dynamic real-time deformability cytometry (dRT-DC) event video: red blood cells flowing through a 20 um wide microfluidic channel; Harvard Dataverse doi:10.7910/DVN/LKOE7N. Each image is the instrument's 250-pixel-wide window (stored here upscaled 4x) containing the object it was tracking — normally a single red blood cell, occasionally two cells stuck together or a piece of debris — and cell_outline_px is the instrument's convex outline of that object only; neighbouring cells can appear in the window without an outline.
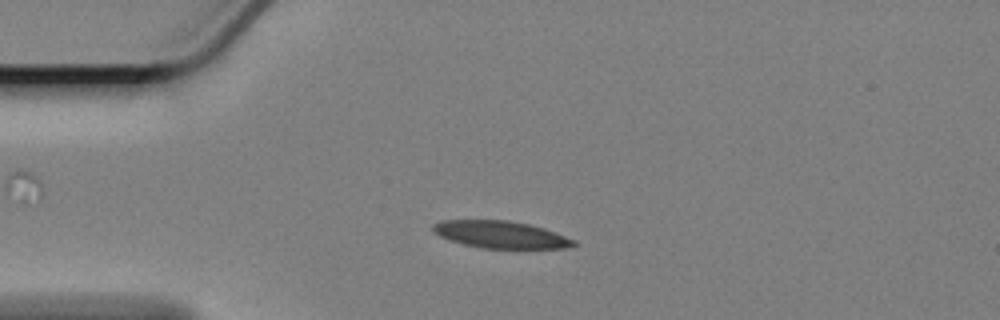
{"species": "Egyptian fruit bat (a non-hibernating species)", "species_latin": "Rousettus aegyptiacus", "temperature_condition": "cold", "stored_images_in_passage": 32, "camera_frame_rate_fps": 3000, "um_per_image_px": 0.085, "animal": {"sex": "female"}, "frame": {"image": 1, "passage_image": 1, "time_ms": 0.0, "image_size_px": [1000, 320], "cell_outline_px": [[576, 244], [564, 248], [484, 248], [464, 244], [448, 240], [432, 232], [432, 224], [440, 220], [508, 220], [528, 224], [544, 228], [576, 240]], "centroid_in_image_um": [42.51, 19.93], "position_along_channel_um": 42.5, "area_um2": 22.25}}
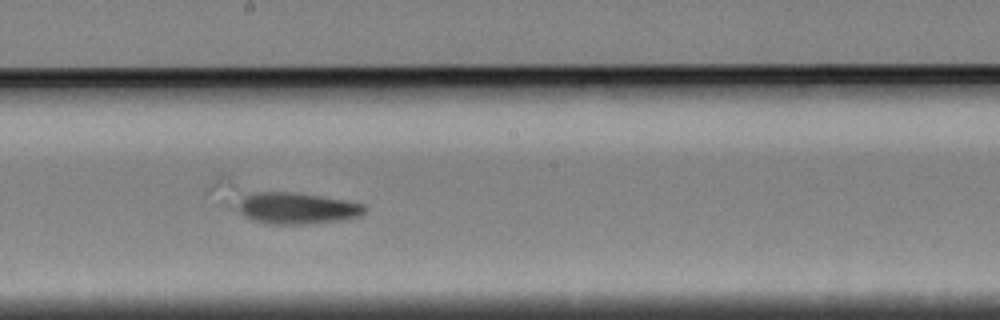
{"frame": {"image": 2, "passage_image": 19, "time_ms": 6.0, "image_size_px": [1000, 320], "cell_outline_px": [[368, 208], [360, 216], [344, 220], [308, 224], [268, 224], [252, 220], [244, 216], [232, 208], [240, 192], [300, 192], [344, 200], [364, 204]], "centroid_in_image_um": [25.09, 17.68], "position_along_channel_um": 223.1, "area_um2": 24.33}}
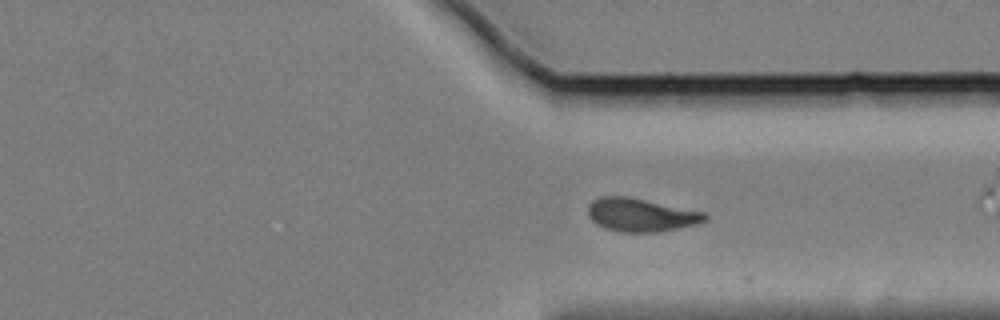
{"frame": {"image": 3, "passage_image": 31, "time_ms": 10.0, "image_size_px": [1000, 320], "cell_outline_px": [[708, 220], [700, 224], [660, 232], [620, 232], [604, 228], [596, 224], [588, 216], [588, 204], [592, 200], [600, 196], [628, 196], [704, 212], [708, 216]], "centroid_in_image_um": [54.49, 18.27], "position_along_channel_um": 356.9, "area_um2": 23.0}}